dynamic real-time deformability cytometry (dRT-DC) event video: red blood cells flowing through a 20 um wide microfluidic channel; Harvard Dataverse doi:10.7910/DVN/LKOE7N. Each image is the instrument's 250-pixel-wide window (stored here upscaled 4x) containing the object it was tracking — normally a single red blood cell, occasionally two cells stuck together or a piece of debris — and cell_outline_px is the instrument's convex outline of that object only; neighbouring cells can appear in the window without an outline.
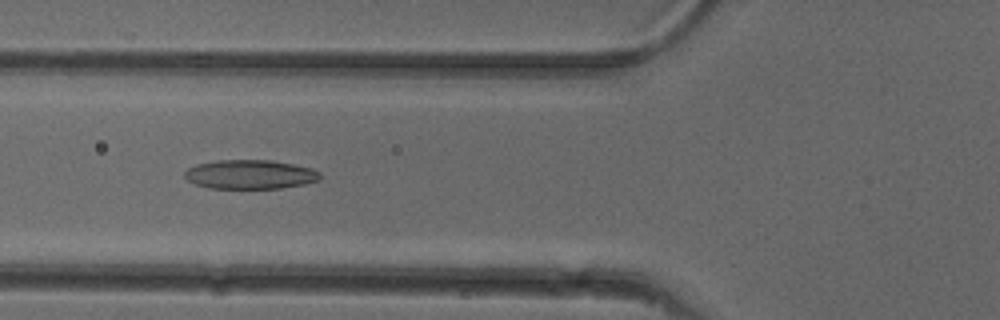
{"species": "common noctule bat (a hibernating species)", "species_latin": "Nyctalus noctula", "temperature_condition": "cold", "stored_images_in_passage": 45, "camera_frame_rate_fps": 3000, "um_per_image_px": 0.085, "animal": {"sex": "female"}, "frame": {"image": 1, "passage_image": 13, "time_ms": 4.0, "image_size_px": [1000, 320], "cell_outline_px": [[320, 180], [304, 184], [280, 188], [208, 188], [196, 184], [188, 180], [184, 176], [184, 172], [188, 168], [196, 164], [216, 160], [272, 160], [312, 168], [320, 172]], "centroid_in_image_um": [21.25, 14.82], "position_along_channel_um": 104.5, "area_um2": 23.0}}
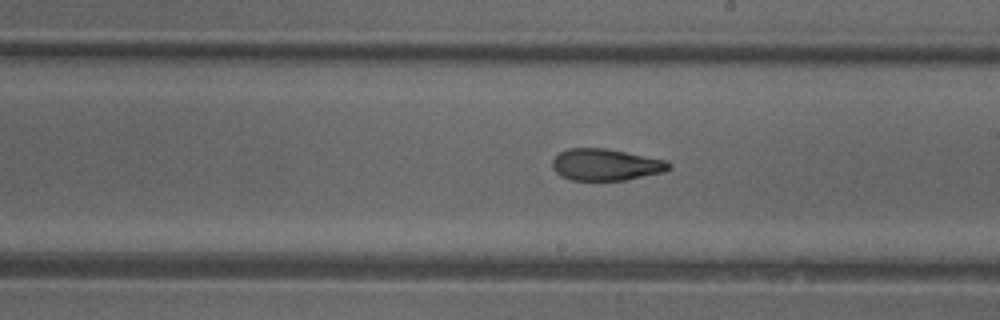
{"frame": {"image": 2, "passage_image": 23, "time_ms": 7.333, "image_size_px": [1000, 320], "cell_outline_px": [[672, 168], [664, 172], [624, 180], [572, 180], [560, 176], [552, 168], [552, 160], [560, 152], [568, 148], [608, 148], [668, 160], [672, 164]], "centroid_in_image_um": [51.52, 13.99], "position_along_channel_um": 237.5, "area_um2": 21.79}}
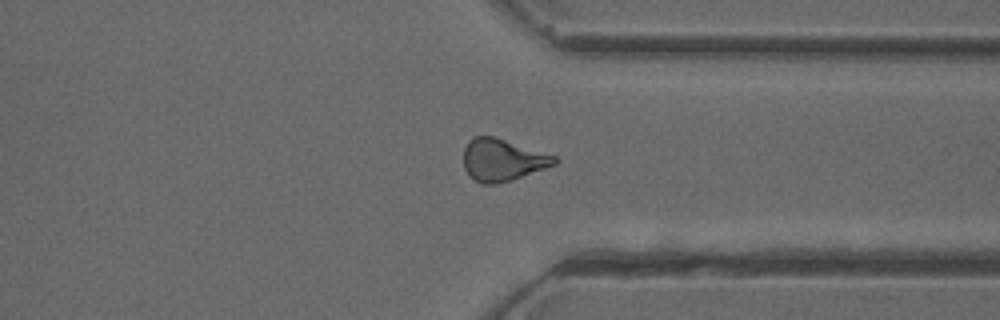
{"frame": {"image": 3, "passage_image": 33, "time_ms": 10.667, "image_size_px": [1000, 320], "cell_outline_px": [[560, 160], [556, 164], [512, 180], [496, 184], [484, 184], [476, 180], [464, 168], [464, 148], [468, 140], [472, 136], [496, 136], [556, 156]], "centroid_in_image_um": [42.72, 13.57], "position_along_channel_um": 368.7, "area_um2": 22.37}, "authors_computed_cell_mechanics": {"area_um2": 22.1374, "velocity_mm_per_s": 3.9793, "shape_relaxation_time_tau1_ms": 7.7451, "shape_relaxation_time_tau2_ms": 3.6882, "deformation_change_tau1": 0.1974, "deformation_change_tau2": 0.1218}}